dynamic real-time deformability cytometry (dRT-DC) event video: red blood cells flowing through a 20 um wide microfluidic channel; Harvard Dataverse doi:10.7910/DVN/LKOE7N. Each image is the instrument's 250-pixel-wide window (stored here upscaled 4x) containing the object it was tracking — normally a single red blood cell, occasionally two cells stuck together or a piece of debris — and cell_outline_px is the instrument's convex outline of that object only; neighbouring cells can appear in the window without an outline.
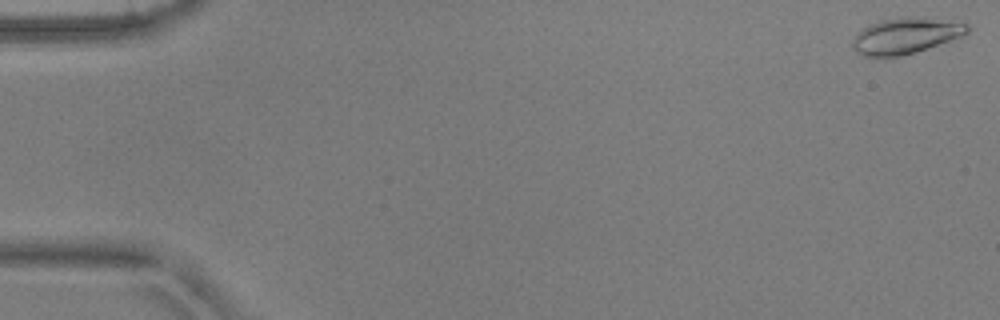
{"species": "common noctule bat (a hibernating species)", "species_latin": "Nyctalus noctula", "temperature_condition": "warm", "stored_images_in_passage": 13, "camera_frame_rate_fps": 3000, "um_per_image_px": 0.085, "animal": {"sex": "male", "body_mass_g": 17.9, "forearm_length_mm": 54.2}, "frame": {"image": 1, "passage_image": 1, "time_ms": 0.0, "image_size_px": [1000, 320], "cell_outline_px": [[968, 32], [960, 36], [916, 52], [900, 56], [864, 56], [856, 52], [852, 48], [852, 40], [868, 24], [880, 20], [908, 16], [968, 24]], "centroid_in_image_um": [76.91, 3.05], "position_along_channel_um": 8.1, "area_um2": 23.41}}